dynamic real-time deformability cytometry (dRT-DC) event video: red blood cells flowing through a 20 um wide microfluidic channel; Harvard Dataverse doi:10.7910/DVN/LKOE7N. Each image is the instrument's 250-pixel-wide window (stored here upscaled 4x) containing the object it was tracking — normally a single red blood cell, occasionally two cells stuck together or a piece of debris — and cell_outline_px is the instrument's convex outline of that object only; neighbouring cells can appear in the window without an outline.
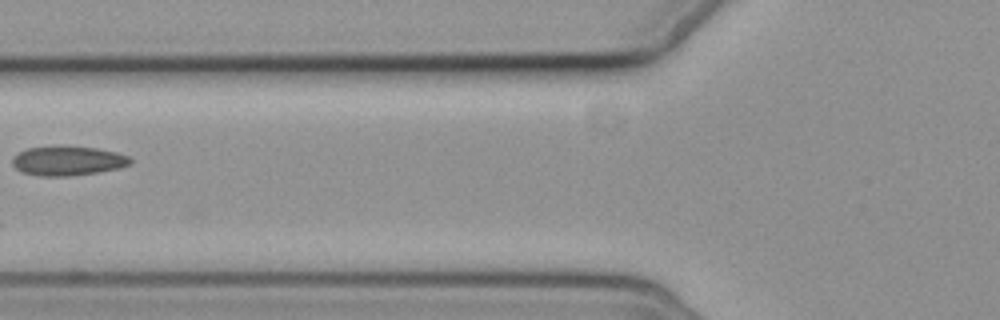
{"species": "common noctule bat (a hibernating species)", "species_latin": "Nyctalus noctula", "temperature_condition": "cold", "stored_images_in_passage": 6, "camera_frame_rate_fps": 3000, "um_per_image_px": 0.085, "animal": {"sex": "female", "body_mass_g": 19.3, "forearm_length_mm": 54.1}, "frame": {"image": 1, "passage_image": 6, "time_ms": 6.667, "image_size_px": [1000, 320], "cell_outline_px": [[132, 164], [120, 168], [96, 172], [68, 176], [40, 176], [20, 172], [12, 164], [12, 156], [28, 148], [96, 148], [116, 152], [128, 156], [132, 160]], "centroid_in_image_um": [5.77, 13.7], "position_along_channel_um": 120.0, "area_um2": 19.65}}